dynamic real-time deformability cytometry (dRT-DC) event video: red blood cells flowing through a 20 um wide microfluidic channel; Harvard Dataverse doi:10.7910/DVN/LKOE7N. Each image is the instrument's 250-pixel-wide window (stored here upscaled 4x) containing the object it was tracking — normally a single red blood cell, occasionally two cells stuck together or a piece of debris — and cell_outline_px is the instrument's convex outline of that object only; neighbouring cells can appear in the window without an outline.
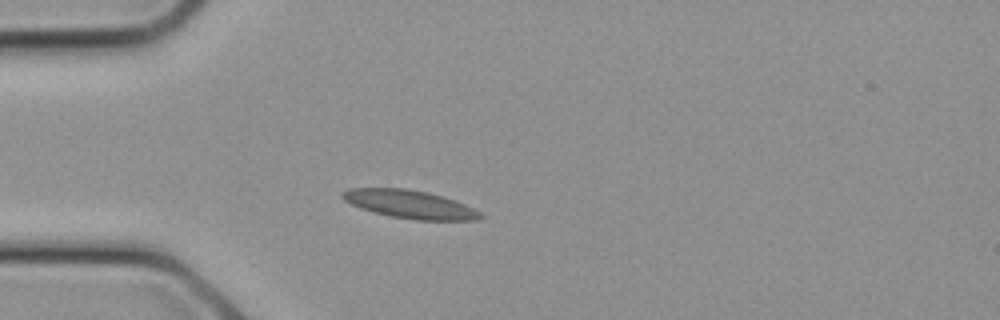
{"species": "common noctule bat (a hibernating species)", "species_latin": "Nyctalus noctula", "temperature_condition": "cold", "stored_images_in_passage": 10, "camera_frame_rate_fps": 3000, "um_per_image_px": 0.085, "animal": {"sex": "female", "body_mass_g": 21.9}, "frame": {"image": 1, "passage_image": 6, "time_ms": 1.667, "image_size_px": [1000, 320], "cell_outline_px": [[484, 216], [476, 220], [416, 220], [392, 216], [360, 208], [344, 200], [340, 196], [340, 192], [348, 188], [404, 188], [428, 192], [464, 204], [480, 212]], "centroid_in_image_um": [34.79, 17.35], "position_along_channel_um": 50.2, "area_um2": 22.37}}
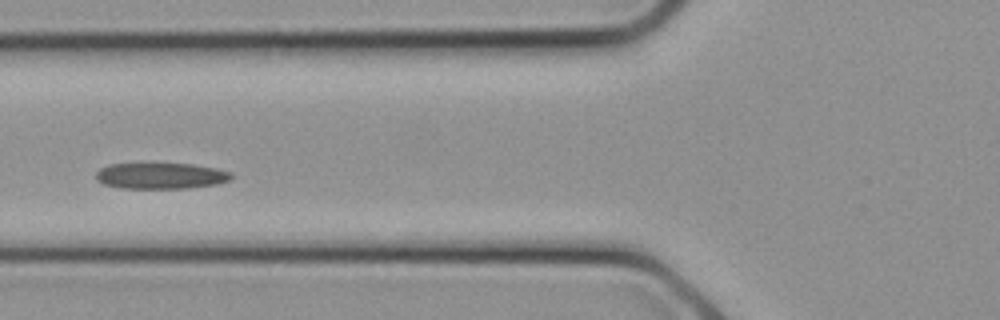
{"frame": {"image": 2, "passage_image": 9, "time_ms": 2.667, "image_size_px": [1000, 320], "cell_outline_px": [[232, 180], [216, 184], [188, 188], [120, 188], [104, 184], [96, 180], [96, 172], [100, 168], [108, 164], [192, 164], [216, 168], [232, 172]], "centroid_in_image_um": [13.68, 14.95], "position_along_channel_um": 112.1, "area_um2": 20.58}}